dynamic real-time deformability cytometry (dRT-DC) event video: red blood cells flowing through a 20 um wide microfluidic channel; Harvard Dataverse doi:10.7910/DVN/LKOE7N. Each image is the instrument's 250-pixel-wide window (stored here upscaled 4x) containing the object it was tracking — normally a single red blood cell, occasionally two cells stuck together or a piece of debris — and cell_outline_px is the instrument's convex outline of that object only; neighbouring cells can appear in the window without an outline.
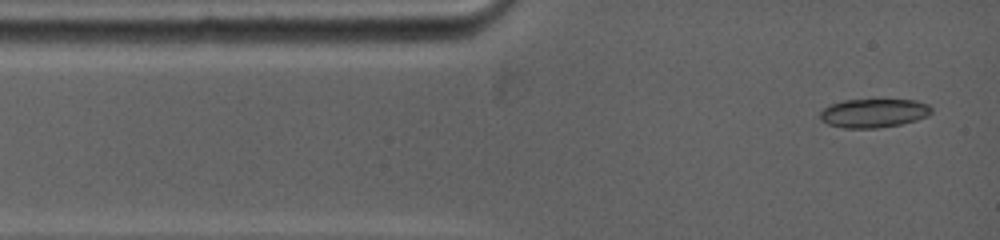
{"species": "common noctule bat (a hibernating species)", "species_latin": "Nyctalus noctula", "temperature_condition": "warm", "stored_images_in_passage": 3, "camera_frame_rate_fps": 5000, "um_per_image_px": 0.085, "animal": {"sex": "female", "body_mass_g": 19.0, "forearm_length_mm": 53.3}, "frame": {"image": 1, "passage_image": 1, "time_ms": 0.0, "image_size_px": [1000, 240], "cell_outline_px": [[932, 112], [928, 116], [916, 120], [900, 124], [876, 128], [844, 128], [828, 124], [820, 120], [820, 112], [828, 104], [844, 100], [916, 100], [928, 104], [932, 108]], "centroid_in_image_um": [74.25, 9.61], "position_along_channel_um": 10.7, "area_um2": 18.73}}
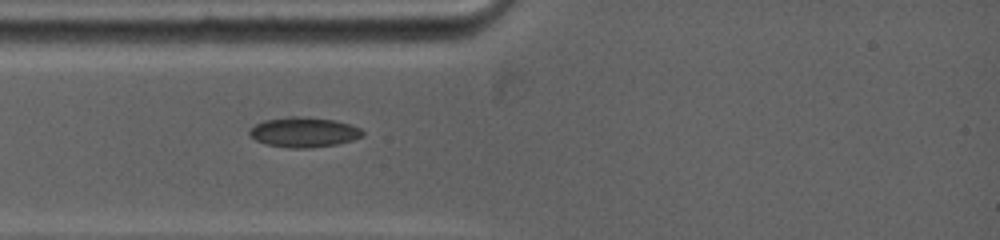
{"frame": {"image": 2, "passage_image": 3, "time_ms": 2.2, "image_size_px": [1000, 240], "cell_outline_px": [[364, 136], [352, 140], [336, 144], [312, 148], [288, 148], [268, 144], [256, 140], [248, 132], [256, 124], [264, 120], [288, 116], [300, 116], [336, 120], [360, 128], [364, 132]], "centroid_in_image_um": [25.85, 11.23], "position_along_channel_um": 59.2, "area_um2": 19.71}}